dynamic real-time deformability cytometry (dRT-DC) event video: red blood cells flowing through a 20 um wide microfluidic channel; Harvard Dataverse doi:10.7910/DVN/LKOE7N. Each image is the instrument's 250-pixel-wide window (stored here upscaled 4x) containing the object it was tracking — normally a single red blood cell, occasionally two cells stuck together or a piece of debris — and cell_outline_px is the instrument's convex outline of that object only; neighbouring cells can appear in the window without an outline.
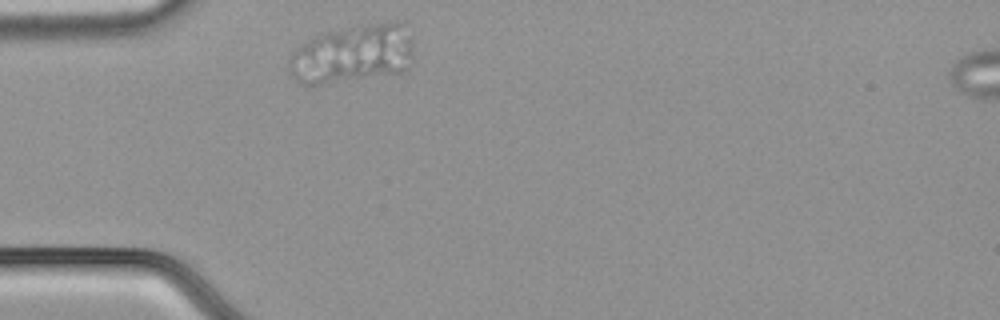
{"species": "common noctule bat (a hibernating species)", "species_latin": "Nyctalus noctula", "temperature_condition": "cold", "stored_images_in_passage": 29, "camera_frame_rate_fps": 3000, "um_per_image_px": 0.085, "animal": {"sex": "male", "body_mass_g": 21.5, "forearm_length_mm": 52.0}, "frame": {"image": 1, "passage_image": 1, "time_ms": 0.0, "image_size_px": [1000, 320], "cell_outline_px": [[412, 64], [404, 72], [324, 84], [300, 84], [292, 76], [288, 68], [288, 60], [292, 52], [300, 44], [312, 36], [324, 32], [368, 24], [392, 20], [400, 20], [412, 36]], "centroid_in_image_um": [29.99, 4.57], "position_along_channel_um": 55.0, "area_um2": 43.18}}
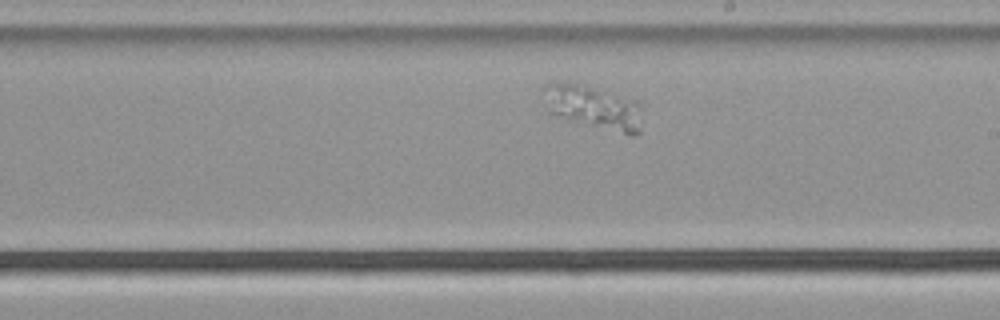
{"frame": {"image": 2, "passage_image": 17, "time_ms": 5.333, "image_size_px": [1000, 320], "cell_outline_px": [[640, 136], [632, 136], [568, 120], [548, 112], [552, 84], [572, 84], [640, 100]], "centroid_in_image_um": [50.67, 9.23], "position_along_channel_um": 238.3, "area_um2": 23.64}}
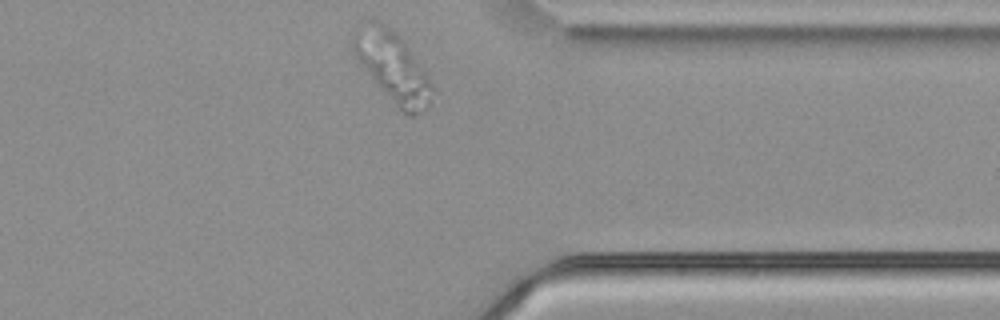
{"frame": {"image": 3, "passage_image": 29, "time_ms": 9.333, "image_size_px": [1000, 320], "cell_outline_px": [[436, 88], [428, 104], [416, 116], [408, 116], [400, 108], [372, 76], [352, 52], [348, 40], [352, 32], [380, 24], [384, 24], [400, 36]], "centroid_in_image_um": [33.42, 5.72], "position_along_channel_um": 378.0, "area_um2": 30.46}}